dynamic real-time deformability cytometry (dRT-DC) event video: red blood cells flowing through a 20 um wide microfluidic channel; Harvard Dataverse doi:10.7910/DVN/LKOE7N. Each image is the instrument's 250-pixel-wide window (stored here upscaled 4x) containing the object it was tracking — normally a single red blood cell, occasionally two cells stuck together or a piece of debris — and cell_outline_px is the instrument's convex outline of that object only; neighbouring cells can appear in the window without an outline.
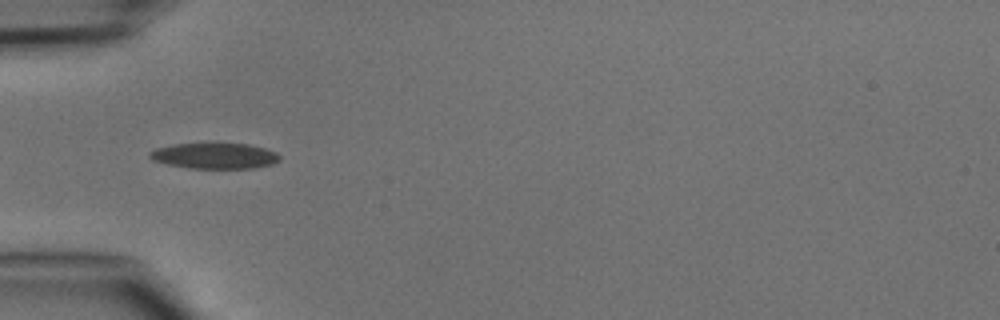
{"species": "common noctule bat (a hibernating species)", "species_latin": "Nyctalus noctula", "temperature_condition": "cold", "stored_images_in_passage": 8, "camera_frame_rate_fps": 3000, "um_per_image_px": 0.085, "animal": {"sex": "male", "body_mass_g": 15.6}, "frame": {"image": 1, "passage_image": 4, "time_ms": 1.0, "image_size_px": [1000, 320], "cell_outline_px": [[280, 160], [272, 164], [256, 168], [188, 168], [168, 164], [152, 160], [148, 156], [148, 152], [156, 148], [176, 144], [248, 144], [264, 148], [276, 152], [280, 156]], "centroid_in_image_um": [18.24, 13.25], "position_along_channel_um": 66.8, "area_um2": 19.36}}